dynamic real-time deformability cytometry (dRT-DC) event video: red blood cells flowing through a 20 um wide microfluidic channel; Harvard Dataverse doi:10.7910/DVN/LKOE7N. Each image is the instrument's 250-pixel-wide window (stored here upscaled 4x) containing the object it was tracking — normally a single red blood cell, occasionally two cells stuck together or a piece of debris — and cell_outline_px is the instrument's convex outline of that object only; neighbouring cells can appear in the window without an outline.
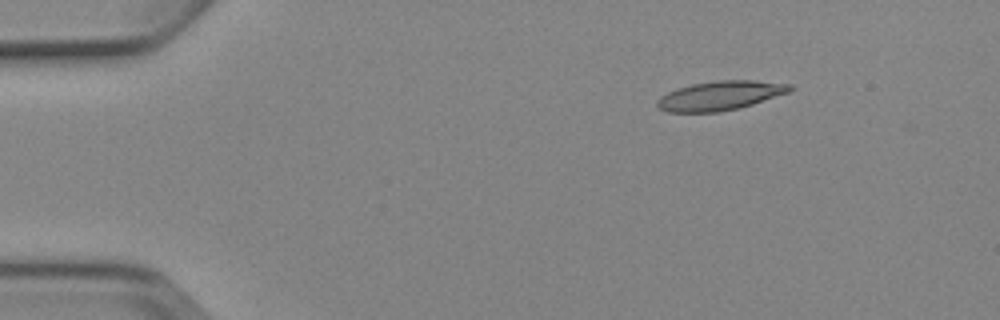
{"species": "Egyptian fruit bat (a non-hibernating species)", "species_latin": "Rousettus aegyptiacus", "temperature_condition": "cold", "stored_images_in_passage": 4, "camera_frame_rate_fps": 3000, "um_per_image_px": 0.085, "animal": {"sex": "female"}, "frame": {"image": 1, "passage_image": 2, "time_ms": 2.0, "image_size_px": [1000, 320], "cell_outline_px": [[796, 88], [788, 92], [740, 108], [720, 112], [668, 112], [656, 108], [656, 100], [660, 96], [676, 88], [692, 84], [716, 80], [752, 80], [792, 84]], "centroid_in_image_um": [61.18, 8.13], "position_along_channel_um": 23.8, "area_um2": 22.77}}